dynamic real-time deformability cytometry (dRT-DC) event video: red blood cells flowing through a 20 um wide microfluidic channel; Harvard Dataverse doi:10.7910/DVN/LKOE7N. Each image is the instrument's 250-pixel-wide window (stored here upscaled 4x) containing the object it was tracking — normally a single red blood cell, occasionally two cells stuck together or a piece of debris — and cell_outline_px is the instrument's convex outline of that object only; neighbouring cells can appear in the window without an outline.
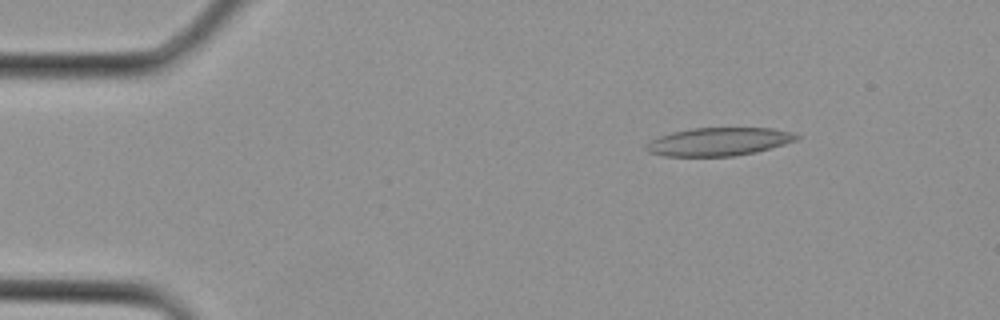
{"species": "Egyptian fruit bat (a non-hibernating species)", "species_latin": "Rousettus aegyptiacus", "temperature_condition": "cold", "stored_images_in_passage": 2, "camera_frame_rate_fps": 3000, "um_per_image_px": 0.085, "animal": {"sex": "female"}, "frame": {"image": 1, "passage_image": 1, "time_ms": 0.0, "image_size_px": [1000, 320], "cell_outline_px": [[800, 136], [796, 140], [784, 144], [756, 152], [732, 156], [664, 156], [648, 152], [644, 148], [644, 144], [660, 136], [672, 132], [692, 128], [772, 128], [792, 132]], "centroid_in_image_um": [61.07, 12.04], "position_along_channel_um": 23.9, "area_um2": 24.62}}